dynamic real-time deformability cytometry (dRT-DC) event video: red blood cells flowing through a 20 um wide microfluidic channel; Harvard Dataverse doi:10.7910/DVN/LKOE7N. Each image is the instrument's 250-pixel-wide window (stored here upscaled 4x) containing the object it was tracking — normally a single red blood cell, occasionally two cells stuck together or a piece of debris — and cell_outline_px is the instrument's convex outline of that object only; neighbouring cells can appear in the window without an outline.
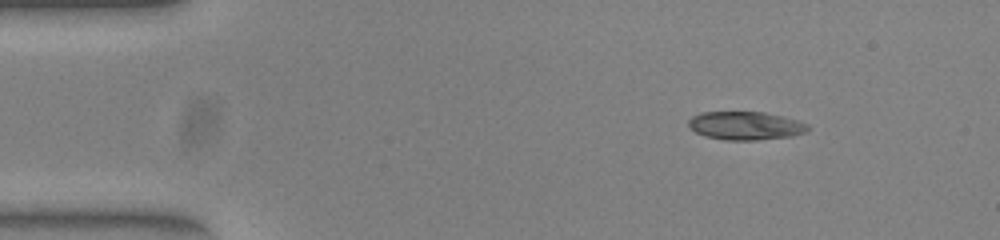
{"species": "common noctule bat (a hibernating species)", "species_latin": "Nyctalus noctula", "temperature_condition": "warm", "stored_images_in_passage": 8, "camera_frame_rate_fps": 3000, "um_per_image_px": 0.085, "animal": {"sex": "female", "body_mass_g": 23.0, "forearm_length_mm": 53.4}, "frame": {"image": 1, "passage_image": 1, "time_ms": 0.0, "image_size_px": [1000, 240], "cell_outline_px": [[808, 128], [804, 132], [792, 136], [756, 140], [724, 140], [704, 136], [696, 132], [688, 124], [688, 120], [692, 116], [700, 112], [764, 112], [796, 120], [808, 124]], "centroid_in_image_um": [63.33, 10.68], "position_along_channel_um": 21.7, "area_um2": 19.54}}